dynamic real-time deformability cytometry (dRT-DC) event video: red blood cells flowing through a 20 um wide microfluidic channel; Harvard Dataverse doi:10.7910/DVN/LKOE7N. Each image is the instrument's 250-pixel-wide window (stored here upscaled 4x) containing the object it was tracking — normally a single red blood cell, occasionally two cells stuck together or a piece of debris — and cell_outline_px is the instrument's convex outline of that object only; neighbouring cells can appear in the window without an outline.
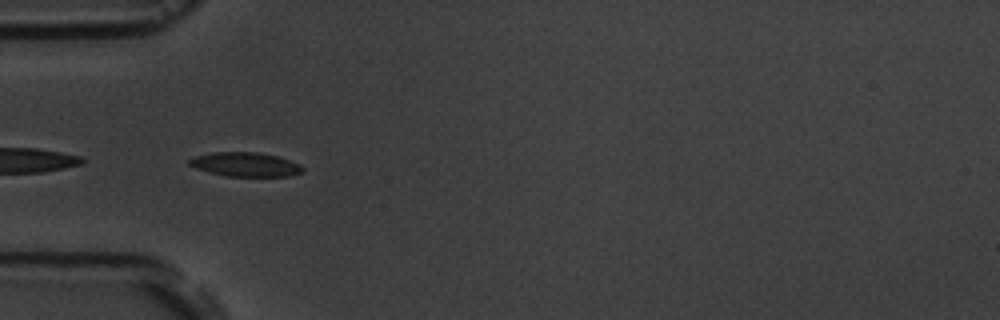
{"species": "common noctule bat (a hibernating species)", "species_latin": "Nyctalus noctula", "temperature_condition": "room temperature", "stored_images_in_passage": 8, "segment_of_instrument_passage": [2, 2], "camera_frame_rate_fps": 3000, "um_per_image_px": 0.085, "animal": {"sex": "male", "body_mass_g": 19.5, "forearm_length_mm": 54.6}, "frame": {"image": 1, "passage_image": 4, "time_ms": 4.333, "image_size_px": [1000, 320], "cell_outline_px": [[304, 172], [292, 176], [224, 176], [208, 172], [196, 168], [188, 164], [188, 160], [196, 156], [212, 152], [256, 152], [276, 156], [300, 164], [304, 168]], "centroid_in_image_um": [20.86, 13.98], "position_along_channel_um": 64.1, "area_um2": 15.95}}
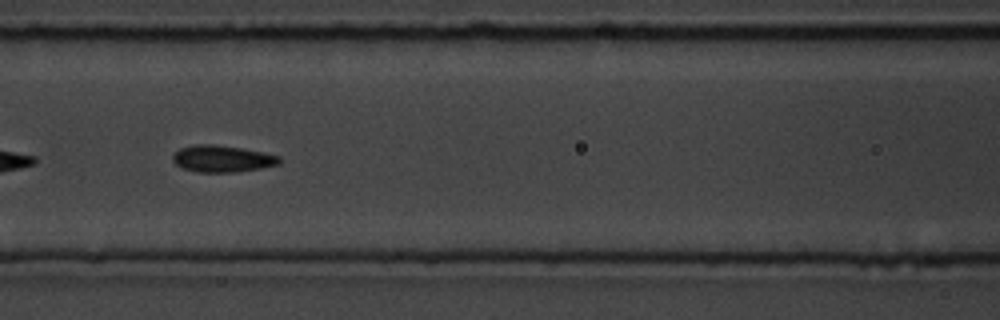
{"frame": {"image": 2, "passage_image": 6, "time_ms": 6.667, "image_size_px": [1000, 320], "cell_outline_px": [[280, 164], [260, 168], [236, 172], [196, 172], [180, 168], [172, 160], [172, 156], [180, 148], [196, 144], [212, 144], [240, 148], [280, 156]], "centroid_in_image_um": [18.85, 13.5], "position_along_channel_um": 147.8, "area_um2": 16.53}}
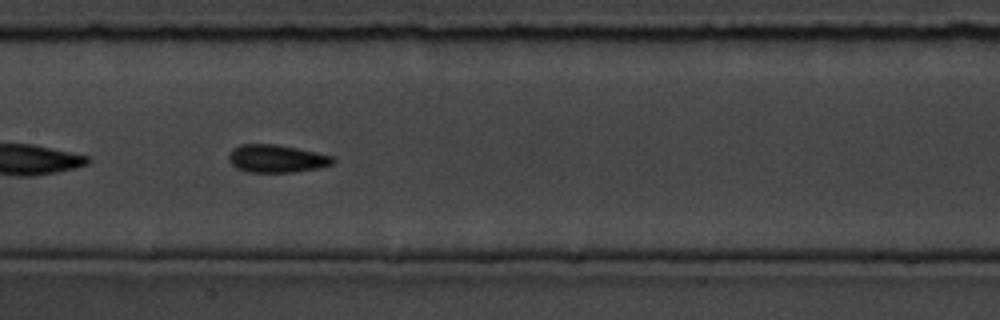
{"frame": {"image": 3, "passage_image": 7, "time_ms": 7.667, "image_size_px": [1000, 320], "cell_outline_px": [[336, 160], [332, 164], [316, 168], [292, 172], [248, 172], [236, 168], [228, 160], [228, 156], [232, 148], [240, 144], [276, 144], [296, 148], [332, 156]], "centroid_in_image_um": [23.45, 13.48], "position_along_channel_um": 183.9, "area_um2": 16.76}}